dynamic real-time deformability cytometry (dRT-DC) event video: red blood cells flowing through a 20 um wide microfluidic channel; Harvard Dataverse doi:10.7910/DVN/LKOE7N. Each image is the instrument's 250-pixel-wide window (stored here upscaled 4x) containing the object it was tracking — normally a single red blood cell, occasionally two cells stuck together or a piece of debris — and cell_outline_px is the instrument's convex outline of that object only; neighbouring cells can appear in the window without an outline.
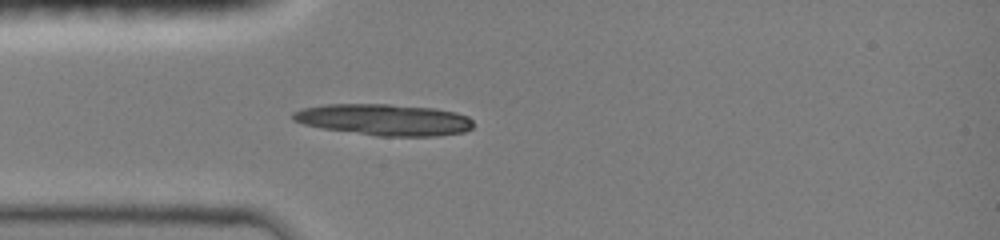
{"species": "common noctule bat (a hibernating species)", "species_latin": "Nyctalus noctula", "temperature_condition": "room temperature", "stored_images_in_passage": 31, "camera_frame_rate_fps": 3000, "um_per_image_px": 0.085, "animal": {"sex": "female", "body_mass_g": 19.0, "forearm_length_mm": 51.5}, "frame": {"image": 1, "passage_image": 1, "time_ms": 0.0, "image_size_px": [1000, 240], "cell_outline_px": [[472, 128], [464, 132], [436, 136], [376, 136], [324, 128], [304, 124], [292, 120], [292, 112], [304, 108], [324, 104], [388, 104], [432, 108], [456, 112], [468, 116], [472, 120]], "centroid_in_image_um": [32.66, 10.17], "position_along_channel_um": 52.3, "area_um2": 32.95}}
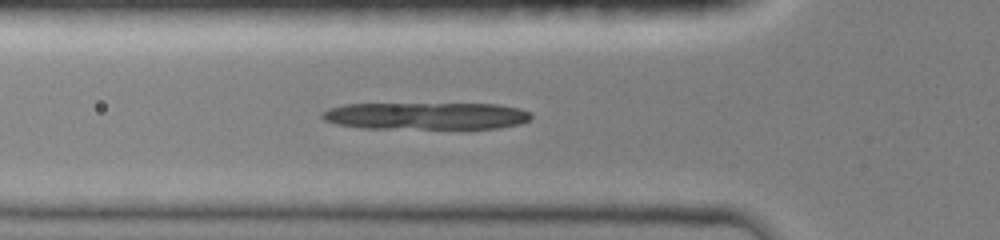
{"frame": {"image": 2, "passage_image": 4, "time_ms": 1.0, "image_size_px": [1000, 240], "cell_outline_px": [[532, 116], [528, 120], [516, 124], [500, 128], [364, 128], [336, 124], [324, 120], [320, 116], [320, 112], [328, 108], [344, 104], [500, 104], [520, 108], [528, 112]], "centroid_in_image_um": [36.16, 9.84], "position_along_channel_um": 89.6, "area_um2": 33.0}}